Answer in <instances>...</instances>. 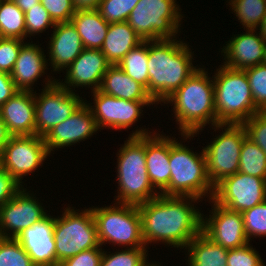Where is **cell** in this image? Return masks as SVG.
Here are the masks:
<instances>
[{
  "mask_svg": "<svg viewBox=\"0 0 266 266\" xmlns=\"http://www.w3.org/2000/svg\"><path fill=\"white\" fill-rule=\"evenodd\" d=\"M199 200L194 197L159 194L138 205L146 248L149 249L147 246L154 242H162L177 249L186 247L202 231L203 213L192 204L200 202Z\"/></svg>",
  "mask_w": 266,
  "mask_h": 266,
  "instance_id": "obj_1",
  "label": "cell"
},
{
  "mask_svg": "<svg viewBox=\"0 0 266 266\" xmlns=\"http://www.w3.org/2000/svg\"><path fill=\"white\" fill-rule=\"evenodd\" d=\"M184 41L148 40L149 95L161 104L200 67L193 65L194 51Z\"/></svg>",
  "mask_w": 266,
  "mask_h": 266,
  "instance_id": "obj_2",
  "label": "cell"
},
{
  "mask_svg": "<svg viewBox=\"0 0 266 266\" xmlns=\"http://www.w3.org/2000/svg\"><path fill=\"white\" fill-rule=\"evenodd\" d=\"M205 69L200 67L162 102L173 105L175 121L185 141L202 132L206 125H216L214 81Z\"/></svg>",
  "mask_w": 266,
  "mask_h": 266,
  "instance_id": "obj_3",
  "label": "cell"
},
{
  "mask_svg": "<svg viewBox=\"0 0 266 266\" xmlns=\"http://www.w3.org/2000/svg\"><path fill=\"white\" fill-rule=\"evenodd\" d=\"M150 130L132 131L117 154V196L115 203L140 205L156 198L160 193L151 184L145 158V136ZM117 201V202H116Z\"/></svg>",
  "mask_w": 266,
  "mask_h": 266,
  "instance_id": "obj_4",
  "label": "cell"
},
{
  "mask_svg": "<svg viewBox=\"0 0 266 266\" xmlns=\"http://www.w3.org/2000/svg\"><path fill=\"white\" fill-rule=\"evenodd\" d=\"M170 137L171 175L169 185L160 193L166 196H187L200 199L213 198L214 186L206 171L203 147L200 153L189 149L182 141ZM179 142V143H178ZM204 197V198H203Z\"/></svg>",
  "mask_w": 266,
  "mask_h": 266,
  "instance_id": "obj_5",
  "label": "cell"
},
{
  "mask_svg": "<svg viewBox=\"0 0 266 266\" xmlns=\"http://www.w3.org/2000/svg\"><path fill=\"white\" fill-rule=\"evenodd\" d=\"M213 75L217 124H243L256 108L245 70L219 66Z\"/></svg>",
  "mask_w": 266,
  "mask_h": 266,
  "instance_id": "obj_6",
  "label": "cell"
},
{
  "mask_svg": "<svg viewBox=\"0 0 266 266\" xmlns=\"http://www.w3.org/2000/svg\"><path fill=\"white\" fill-rule=\"evenodd\" d=\"M92 209L100 246L146 248L142 235V220L137 205L115 203ZM106 242V243H105ZM129 246V247H128Z\"/></svg>",
  "mask_w": 266,
  "mask_h": 266,
  "instance_id": "obj_7",
  "label": "cell"
},
{
  "mask_svg": "<svg viewBox=\"0 0 266 266\" xmlns=\"http://www.w3.org/2000/svg\"><path fill=\"white\" fill-rule=\"evenodd\" d=\"M66 207L61 216L55 217L54 240L56 245L57 266L62 261L79 252L97 248V226L92 209L75 210Z\"/></svg>",
  "mask_w": 266,
  "mask_h": 266,
  "instance_id": "obj_8",
  "label": "cell"
},
{
  "mask_svg": "<svg viewBox=\"0 0 266 266\" xmlns=\"http://www.w3.org/2000/svg\"><path fill=\"white\" fill-rule=\"evenodd\" d=\"M177 0H139L127 23L142 40L178 38L184 16Z\"/></svg>",
  "mask_w": 266,
  "mask_h": 266,
  "instance_id": "obj_9",
  "label": "cell"
},
{
  "mask_svg": "<svg viewBox=\"0 0 266 266\" xmlns=\"http://www.w3.org/2000/svg\"><path fill=\"white\" fill-rule=\"evenodd\" d=\"M212 129L215 132L222 129V132L215 135L216 138L203 147V151L207 176L215 186L223 178L239 171L241 146L247 134L242 124H217Z\"/></svg>",
  "mask_w": 266,
  "mask_h": 266,
  "instance_id": "obj_10",
  "label": "cell"
},
{
  "mask_svg": "<svg viewBox=\"0 0 266 266\" xmlns=\"http://www.w3.org/2000/svg\"><path fill=\"white\" fill-rule=\"evenodd\" d=\"M47 78L41 93L34 92L35 135L40 137L65 121L85 102L79 94L63 88L55 78L52 80L49 75Z\"/></svg>",
  "mask_w": 266,
  "mask_h": 266,
  "instance_id": "obj_11",
  "label": "cell"
},
{
  "mask_svg": "<svg viewBox=\"0 0 266 266\" xmlns=\"http://www.w3.org/2000/svg\"><path fill=\"white\" fill-rule=\"evenodd\" d=\"M212 200L235 212H244L266 201V179L237 172L214 186Z\"/></svg>",
  "mask_w": 266,
  "mask_h": 266,
  "instance_id": "obj_12",
  "label": "cell"
},
{
  "mask_svg": "<svg viewBox=\"0 0 266 266\" xmlns=\"http://www.w3.org/2000/svg\"><path fill=\"white\" fill-rule=\"evenodd\" d=\"M50 155L44 137L11 136L0 156V166L22 185L24 176L43 166Z\"/></svg>",
  "mask_w": 266,
  "mask_h": 266,
  "instance_id": "obj_13",
  "label": "cell"
},
{
  "mask_svg": "<svg viewBox=\"0 0 266 266\" xmlns=\"http://www.w3.org/2000/svg\"><path fill=\"white\" fill-rule=\"evenodd\" d=\"M92 103L86 102L100 130L108 128L113 130L127 129L141 120L143 107L156 104L155 101H128L105 94L99 89L92 92Z\"/></svg>",
  "mask_w": 266,
  "mask_h": 266,
  "instance_id": "obj_14",
  "label": "cell"
},
{
  "mask_svg": "<svg viewBox=\"0 0 266 266\" xmlns=\"http://www.w3.org/2000/svg\"><path fill=\"white\" fill-rule=\"evenodd\" d=\"M29 192L23 187L0 207L1 238H16L24 229L48 215L40 200Z\"/></svg>",
  "mask_w": 266,
  "mask_h": 266,
  "instance_id": "obj_15",
  "label": "cell"
},
{
  "mask_svg": "<svg viewBox=\"0 0 266 266\" xmlns=\"http://www.w3.org/2000/svg\"><path fill=\"white\" fill-rule=\"evenodd\" d=\"M209 217L202 214V232L218 245L234 249L249 243L240 212L228 210L212 199Z\"/></svg>",
  "mask_w": 266,
  "mask_h": 266,
  "instance_id": "obj_16",
  "label": "cell"
},
{
  "mask_svg": "<svg viewBox=\"0 0 266 266\" xmlns=\"http://www.w3.org/2000/svg\"><path fill=\"white\" fill-rule=\"evenodd\" d=\"M87 100L65 121L55 125L45 136L44 141L51 154L55 149L69 147L96 134L97 126Z\"/></svg>",
  "mask_w": 266,
  "mask_h": 266,
  "instance_id": "obj_17",
  "label": "cell"
},
{
  "mask_svg": "<svg viewBox=\"0 0 266 266\" xmlns=\"http://www.w3.org/2000/svg\"><path fill=\"white\" fill-rule=\"evenodd\" d=\"M111 64L100 49L84 48L80 55L68 66L63 82H57L70 92L73 88H91V92L98 90L104 74Z\"/></svg>",
  "mask_w": 266,
  "mask_h": 266,
  "instance_id": "obj_18",
  "label": "cell"
},
{
  "mask_svg": "<svg viewBox=\"0 0 266 266\" xmlns=\"http://www.w3.org/2000/svg\"><path fill=\"white\" fill-rule=\"evenodd\" d=\"M55 217L47 215L24 229L15 239L23 246L35 266H57L53 236Z\"/></svg>",
  "mask_w": 266,
  "mask_h": 266,
  "instance_id": "obj_19",
  "label": "cell"
},
{
  "mask_svg": "<svg viewBox=\"0 0 266 266\" xmlns=\"http://www.w3.org/2000/svg\"><path fill=\"white\" fill-rule=\"evenodd\" d=\"M258 29H246L236 34L222 48L223 65L232 69H241L263 63L266 40ZM224 53V54H223Z\"/></svg>",
  "mask_w": 266,
  "mask_h": 266,
  "instance_id": "obj_20",
  "label": "cell"
},
{
  "mask_svg": "<svg viewBox=\"0 0 266 266\" xmlns=\"http://www.w3.org/2000/svg\"><path fill=\"white\" fill-rule=\"evenodd\" d=\"M0 117L11 136L35 135L34 91L19 90L0 107Z\"/></svg>",
  "mask_w": 266,
  "mask_h": 266,
  "instance_id": "obj_21",
  "label": "cell"
},
{
  "mask_svg": "<svg viewBox=\"0 0 266 266\" xmlns=\"http://www.w3.org/2000/svg\"><path fill=\"white\" fill-rule=\"evenodd\" d=\"M48 42L51 72L63 71L80 55L84 49L80 35L72 22L56 23Z\"/></svg>",
  "mask_w": 266,
  "mask_h": 266,
  "instance_id": "obj_22",
  "label": "cell"
},
{
  "mask_svg": "<svg viewBox=\"0 0 266 266\" xmlns=\"http://www.w3.org/2000/svg\"><path fill=\"white\" fill-rule=\"evenodd\" d=\"M48 59L43 48L30 42H24L10 76L18 90L34 91V83L47 73ZM46 70V71H45Z\"/></svg>",
  "mask_w": 266,
  "mask_h": 266,
  "instance_id": "obj_23",
  "label": "cell"
},
{
  "mask_svg": "<svg viewBox=\"0 0 266 266\" xmlns=\"http://www.w3.org/2000/svg\"><path fill=\"white\" fill-rule=\"evenodd\" d=\"M155 132L145 136L146 169L152 186L161 193L168 185L171 175L170 136Z\"/></svg>",
  "mask_w": 266,
  "mask_h": 266,
  "instance_id": "obj_24",
  "label": "cell"
},
{
  "mask_svg": "<svg viewBox=\"0 0 266 266\" xmlns=\"http://www.w3.org/2000/svg\"><path fill=\"white\" fill-rule=\"evenodd\" d=\"M99 90L128 101H154L146 88L131 79L118 65H110L103 76Z\"/></svg>",
  "mask_w": 266,
  "mask_h": 266,
  "instance_id": "obj_25",
  "label": "cell"
},
{
  "mask_svg": "<svg viewBox=\"0 0 266 266\" xmlns=\"http://www.w3.org/2000/svg\"><path fill=\"white\" fill-rule=\"evenodd\" d=\"M142 41L127 22L110 23L100 50L111 65H118Z\"/></svg>",
  "mask_w": 266,
  "mask_h": 266,
  "instance_id": "obj_26",
  "label": "cell"
},
{
  "mask_svg": "<svg viewBox=\"0 0 266 266\" xmlns=\"http://www.w3.org/2000/svg\"><path fill=\"white\" fill-rule=\"evenodd\" d=\"M84 48L101 49L109 27L97 9L76 10L71 18Z\"/></svg>",
  "mask_w": 266,
  "mask_h": 266,
  "instance_id": "obj_27",
  "label": "cell"
},
{
  "mask_svg": "<svg viewBox=\"0 0 266 266\" xmlns=\"http://www.w3.org/2000/svg\"><path fill=\"white\" fill-rule=\"evenodd\" d=\"M189 266H227L228 249L224 248L202 231L185 247Z\"/></svg>",
  "mask_w": 266,
  "mask_h": 266,
  "instance_id": "obj_28",
  "label": "cell"
},
{
  "mask_svg": "<svg viewBox=\"0 0 266 266\" xmlns=\"http://www.w3.org/2000/svg\"><path fill=\"white\" fill-rule=\"evenodd\" d=\"M118 66L133 80L143 85L149 94L148 40L132 48Z\"/></svg>",
  "mask_w": 266,
  "mask_h": 266,
  "instance_id": "obj_29",
  "label": "cell"
},
{
  "mask_svg": "<svg viewBox=\"0 0 266 266\" xmlns=\"http://www.w3.org/2000/svg\"><path fill=\"white\" fill-rule=\"evenodd\" d=\"M0 34L2 38L26 39L25 13L12 0H0Z\"/></svg>",
  "mask_w": 266,
  "mask_h": 266,
  "instance_id": "obj_30",
  "label": "cell"
},
{
  "mask_svg": "<svg viewBox=\"0 0 266 266\" xmlns=\"http://www.w3.org/2000/svg\"><path fill=\"white\" fill-rule=\"evenodd\" d=\"M245 29H259L266 16V0H227Z\"/></svg>",
  "mask_w": 266,
  "mask_h": 266,
  "instance_id": "obj_31",
  "label": "cell"
},
{
  "mask_svg": "<svg viewBox=\"0 0 266 266\" xmlns=\"http://www.w3.org/2000/svg\"><path fill=\"white\" fill-rule=\"evenodd\" d=\"M239 161V172L266 179V154L247 137L242 143Z\"/></svg>",
  "mask_w": 266,
  "mask_h": 266,
  "instance_id": "obj_32",
  "label": "cell"
},
{
  "mask_svg": "<svg viewBox=\"0 0 266 266\" xmlns=\"http://www.w3.org/2000/svg\"><path fill=\"white\" fill-rule=\"evenodd\" d=\"M147 252V248L118 249L114 253L103 250L100 266H150L152 263L148 262Z\"/></svg>",
  "mask_w": 266,
  "mask_h": 266,
  "instance_id": "obj_33",
  "label": "cell"
},
{
  "mask_svg": "<svg viewBox=\"0 0 266 266\" xmlns=\"http://www.w3.org/2000/svg\"><path fill=\"white\" fill-rule=\"evenodd\" d=\"M0 266H35L15 238L0 237Z\"/></svg>",
  "mask_w": 266,
  "mask_h": 266,
  "instance_id": "obj_34",
  "label": "cell"
},
{
  "mask_svg": "<svg viewBox=\"0 0 266 266\" xmlns=\"http://www.w3.org/2000/svg\"><path fill=\"white\" fill-rule=\"evenodd\" d=\"M139 0H101L97 10L108 23L126 22Z\"/></svg>",
  "mask_w": 266,
  "mask_h": 266,
  "instance_id": "obj_35",
  "label": "cell"
},
{
  "mask_svg": "<svg viewBox=\"0 0 266 266\" xmlns=\"http://www.w3.org/2000/svg\"><path fill=\"white\" fill-rule=\"evenodd\" d=\"M244 70L256 108L260 112H266V65L262 63Z\"/></svg>",
  "mask_w": 266,
  "mask_h": 266,
  "instance_id": "obj_36",
  "label": "cell"
},
{
  "mask_svg": "<svg viewBox=\"0 0 266 266\" xmlns=\"http://www.w3.org/2000/svg\"><path fill=\"white\" fill-rule=\"evenodd\" d=\"M241 214L249 242L253 237H266V201L255 205Z\"/></svg>",
  "mask_w": 266,
  "mask_h": 266,
  "instance_id": "obj_37",
  "label": "cell"
},
{
  "mask_svg": "<svg viewBox=\"0 0 266 266\" xmlns=\"http://www.w3.org/2000/svg\"><path fill=\"white\" fill-rule=\"evenodd\" d=\"M26 38L45 32L49 27H55V23L43 5L36 6L25 12Z\"/></svg>",
  "mask_w": 266,
  "mask_h": 266,
  "instance_id": "obj_38",
  "label": "cell"
},
{
  "mask_svg": "<svg viewBox=\"0 0 266 266\" xmlns=\"http://www.w3.org/2000/svg\"><path fill=\"white\" fill-rule=\"evenodd\" d=\"M250 243L228 249L227 266H265L259 252Z\"/></svg>",
  "mask_w": 266,
  "mask_h": 266,
  "instance_id": "obj_39",
  "label": "cell"
},
{
  "mask_svg": "<svg viewBox=\"0 0 266 266\" xmlns=\"http://www.w3.org/2000/svg\"><path fill=\"white\" fill-rule=\"evenodd\" d=\"M25 41L18 38H0V70L11 73Z\"/></svg>",
  "mask_w": 266,
  "mask_h": 266,
  "instance_id": "obj_40",
  "label": "cell"
},
{
  "mask_svg": "<svg viewBox=\"0 0 266 266\" xmlns=\"http://www.w3.org/2000/svg\"><path fill=\"white\" fill-rule=\"evenodd\" d=\"M247 138L258 145L266 154V112L252 115L242 124Z\"/></svg>",
  "mask_w": 266,
  "mask_h": 266,
  "instance_id": "obj_41",
  "label": "cell"
},
{
  "mask_svg": "<svg viewBox=\"0 0 266 266\" xmlns=\"http://www.w3.org/2000/svg\"><path fill=\"white\" fill-rule=\"evenodd\" d=\"M54 23L70 22L76 12L72 0H40Z\"/></svg>",
  "mask_w": 266,
  "mask_h": 266,
  "instance_id": "obj_42",
  "label": "cell"
},
{
  "mask_svg": "<svg viewBox=\"0 0 266 266\" xmlns=\"http://www.w3.org/2000/svg\"><path fill=\"white\" fill-rule=\"evenodd\" d=\"M103 250L99 245L97 248L81 251L77 255L62 261L58 266H100Z\"/></svg>",
  "mask_w": 266,
  "mask_h": 266,
  "instance_id": "obj_43",
  "label": "cell"
},
{
  "mask_svg": "<svg viewBox=\"0 0 266 266\" xmlns=\"http://www.w3.org/2000/svg\"><path fill=\"white\" fill-rule=\"evenodd\" d=\"M24 185H21L8 171L0 166V207L12 199Z\"/></svg>",
  "mask_w": 266,
  "mask_h": 266,
  "instance_id": "obj_44",
  "label": "cell"
},
{
  "mask_svg": "<svg viewBox=\"0 0 266 266\" xmlns=\"http://www.w3.org/2000/svg\"><path fill=\"white\" fill-rule=\"evenodd\" d=\"M18 91L10 74L0 70V107Z\"/></svg>",
  "mask_w": 266,
  "mask_h": 266,
  "instance_id": "obj_45",
  "label": "cell"
},
{
  "mask_svg": "<svg viewBox=\"0 0 266 266\" xmlns=\"http://www.w3.org/2000/svg\"><path fill=\"white\" fill-rule=\"evenodd\" d=\"M76 10L97 9L101 0H72Z\"/></svg>",
  "mask_w": 266,
  "mask_h": 266,
  "instance_id": "obj_46",
  "label": "cell"
},
{
  "mask_svg": "<svg viewBox=\"0 0 266 266\" xmlns=\"http://www.w3.org/2000/svg\"><path fill=\"white\" fill-rule=\"evenodd\" d=\"M10 137L11 135L8 133L7 128L0 117V156L2 155L5 145Z\"/></svg>",
  "mask_w": 266,
  "mask_h": 266,
  "instance_id": "obj_47",
  "label": "cell"
},
{
  "mask_svg": "<svg viewBox=\"0 0 266 266\" xmlns=\"http://www.w3.org/2000/svg\"><path fill=\"white\" fill-rule=\"evenodd\" d=\"M24 13L40 3V0H12Z\"/></svg>",
  "mask_w": 266,
  "mask_h": 266,
  "instance_id": "obj_48",
  "label": "cell"
},
{
  "mask_svg": "<svg viewBox=\"0 0 266 266\" xmlns=\"http://www.w3.org/2000/svg\"><path fill=\"white\" fill-rule=\"evenodd\" d=\"M258 30H260L261 35L266 40V16L264 17L262 25Z\"/></svg>",
  "mask_w": 266,
  "mask_h": 266,
  "instance_id": "obj_49",
  "label": "cell"
},
{
  "mask_svg": "<svg viewBox=\"0 0 266 266\" xmlns=\"http://www.w3.org/2000/svg\"><path fill=\"white\" fill-rule=\"evenodd\" d=\"M263 64L266 65V43H265V51H264V57H263Z\"/></svg>",
  "mask_w": 266,
  "mask_h": 266,
  "instance_id": "obj_50",
  "label": "cell"
},
{
  "mask_svg": "<svg viewBox=\"0 0 266 266\" xmlns=\"http://www.w3.org/2000/svg\"><path fill=\"white\" fill-rule=\"evenodd\" d=\"M150 266H161V264H160L159 262L156 264V262L153 263V261H152V264H151ZM162 266H163V265H162Z\"/></svg>",
  "mask_w": 266,
  "mask_h": 266,
  "instance_id": "obj_51",
  "label": "cell"
}]
</instances>
